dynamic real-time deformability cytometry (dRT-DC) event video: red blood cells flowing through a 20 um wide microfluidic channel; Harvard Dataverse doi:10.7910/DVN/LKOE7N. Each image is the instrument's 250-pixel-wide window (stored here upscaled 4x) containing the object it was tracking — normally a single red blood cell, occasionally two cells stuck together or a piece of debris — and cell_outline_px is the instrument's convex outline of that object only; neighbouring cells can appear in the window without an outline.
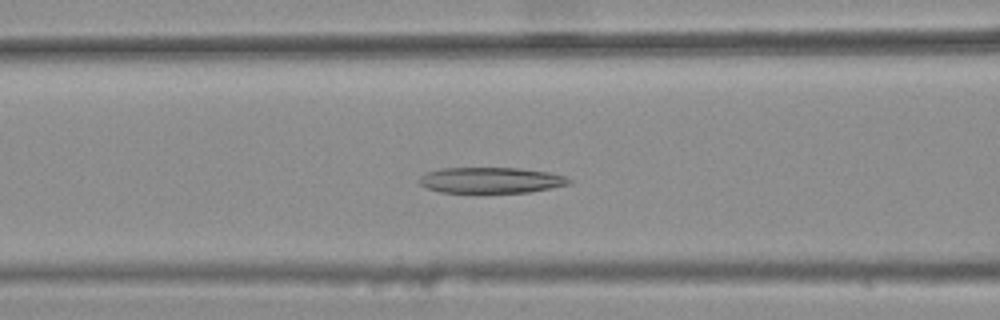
{"species": "common noctule bat (a hibernating species)", "species_latin": "Nyctalus noctula", "temperature_condition": "warm", "stored_images_in_passage": 42, "camera_frame_rate_fps": 3000, "um_per_image_px": 0.085, "animal": {"sex": "female", "body_mass_g": 25.1}, "frame": {"image": 1, "passage_image": 19, "time_ms": 6.0, "image_size_px": [1000, 320], "cell_outline_px": [[572, 180], [568, 184], [528, 192], [484, 196], [476, 196], [440, 192], [428, 188], [420, 184], [420, 176], [428, 172], [440, 168], [520, 168], [548, 172], [564, 176]], "centroid_in_image_um": [41.67, 15.37], "position_along_channel_um": 124.9, "area_um2": 23.58}}
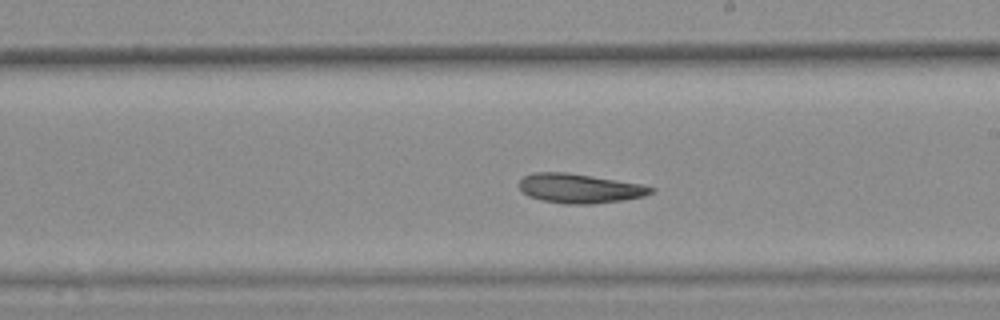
{"frame": {"image": 2, "passage_image": 28, "time_ms": 9.0, "image_size_px": [1000, 320], "cell_outline_px": [[656, 188], [652, 192], [644, 196], [624, 200], [592, 204], [564, 204], [540, 200], [528, 196], [520, 188], [520, 180], [524, 176], [532, 172], [568, 172], [640, 184]], "centroid_in_image_um": [49.25, 16.02], "position_along_channel_um": 239.8, "area_um2": 22.54}}
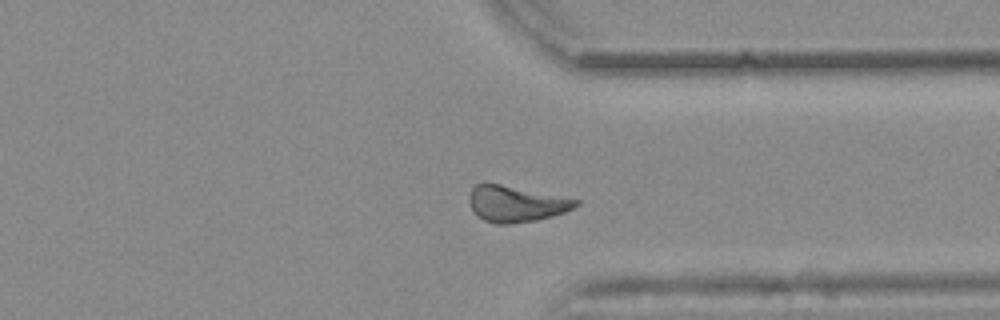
{"frame": {"image": 3, "passage_image": 38, "time_ms": 12.333, "image_size_px": [1000, 320], "cell_outline_px": [[580, 204], [564, 212], [552, 216], [536, 220], [508, 224], [496, 224], [484, 220], [476, 216], [472, 212], [468, 200], [468, 196], [472, 188], [476, 184], [484, 180], [580, 200]], "centroid_in_image_um": [43.78, 17.3], "position_along_channel_um": 367.6, "area_um2": 22.89}}